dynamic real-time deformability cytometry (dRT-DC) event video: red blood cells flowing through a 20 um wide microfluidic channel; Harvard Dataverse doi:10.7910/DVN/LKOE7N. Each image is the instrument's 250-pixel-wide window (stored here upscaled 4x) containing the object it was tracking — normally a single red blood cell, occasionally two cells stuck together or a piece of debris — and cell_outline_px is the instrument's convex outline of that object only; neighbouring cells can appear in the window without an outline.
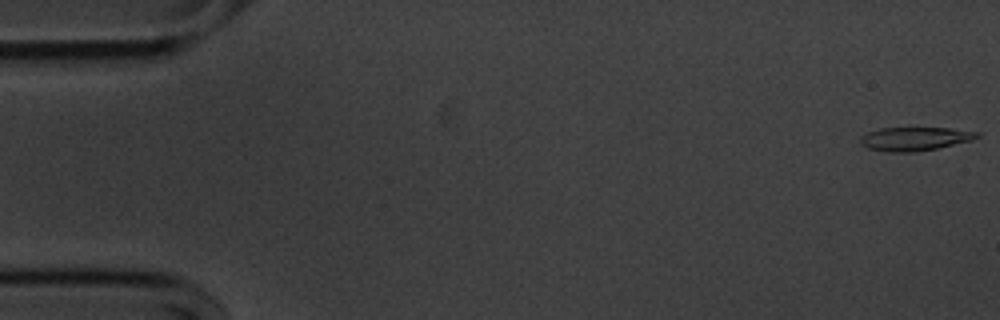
{"species": "common noctule bat (a hibernating species)", "species_latin": "Nyctalus noctula", "temperature_condition": "cold", "stored_images_in_passage": 17, "camera_frame_rate_fps": 3000, "um_per_image_px": 0.085, "animal": {"sex": "male", "body_mass_g": 20.1, "forearm_length_mm": 53.5}, "frame": {"image": 1, "passage_image": 1, "time_ms": 0.0, "image_size_px": [1000, 320], "cell_outline_px": [[980, 136], [972, 140], [936, 148], [912, 152], [888, 152], [868, 148], [860, 144], [860, 136], [868, 132], [880, 128], [948, 128], [980, 132]], "centroid_in_image_um": [77.73, 11.79], "position_along_channel_um": 7.3, "area_um2": 15.95}}
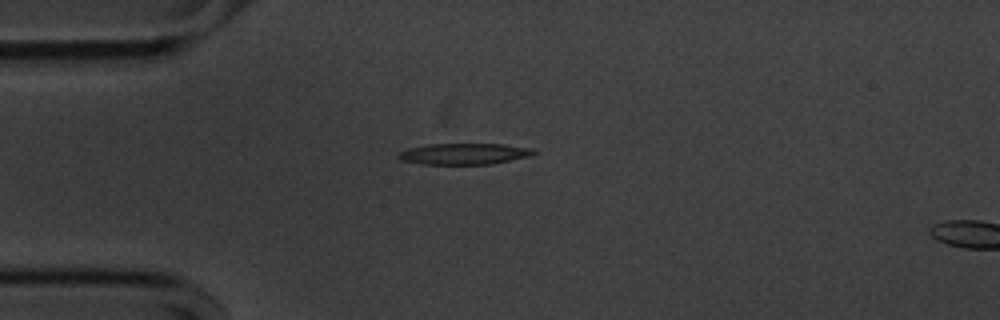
{"frame": {"image": 2, "passage_image": 14, "time_ms": 4.333, "image_size_px": [1000, 320], "cell_outline_px": [[536, 152], [528, 156], [492, 164], [424, 164], [400, 160], [396, 156], [400, 152], [408, 148], [428, 144], [504, 144], [532, 148]], "centroid_in_image_um": [39.42, 13.07], "position_along_channel_um": 45.6, "area_um2": 16.59}}